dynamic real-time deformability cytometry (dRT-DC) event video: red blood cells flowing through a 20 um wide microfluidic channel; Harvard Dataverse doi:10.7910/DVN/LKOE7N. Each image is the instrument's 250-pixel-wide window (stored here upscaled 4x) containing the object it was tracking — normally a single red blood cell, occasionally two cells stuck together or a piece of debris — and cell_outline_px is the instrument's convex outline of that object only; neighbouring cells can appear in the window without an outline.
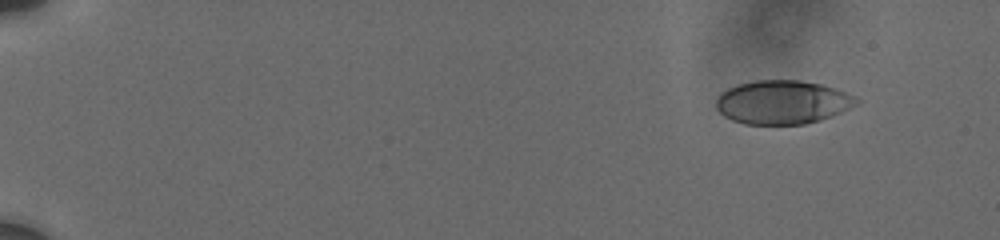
{"species": "human", "species_latin": "Homo sapiens", "temperature_condition": "cold", "stored_images_in_passage": 21, "camera_frame_rate_fps": 3000, "um_per_image_px": 0.085, "donor": {"sex": "male"}, "frame": {"image": 1, "passage_image": 1, "time_ms": 0.0, "image_size_px": [1000, 240], "cell_outline_px": [[860, 104], [832, 116], [820, 120], [804, 124], [744, 124], [732, 120], [724, 116], [716, 108], [716, 100], [720, 92], [736, 84], [756, 80], [800, 80], [820, 84], [836, 88], [856, 96], [860, 100]], "centroid_in_image_um": [66.53, 8.68], "position_along_channel_um": 18.5, "area_um2": 36.07}}
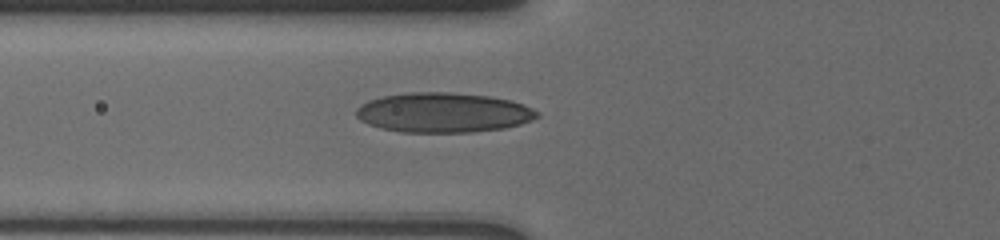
{"frame": {"image": 2, "passage_image": 15, "time_ms": 6.0, "image_size_px": [1000, 240], "cell_outline_px": [[540, 116], [532, 120], [520, 124], [504, 128], [472, 132], [400, 132], [380, 128], [368, 124], [360, 120], [356, 116], [356, 108], [360, 104], [368, 100], [380, 96], [408, 92], [448, 92], [488, 96], [512, 100], [524, 104], [540, 112]], "centroid_in_image_um": [37.67, 9.56], "position_along_channel_um": 88.1, "area_um2": 42.31}}
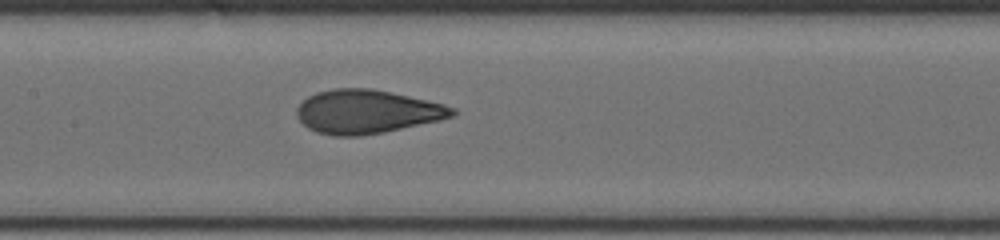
{"frame": {"image": 3, "passage_image": 21, "time_ms": 8.333, "image_size_px": [1000, 240], "cell_outline_px": [[456, 112], [452, 116], [440, 120], [384, 132], [360, 136], [332, 136], [316, 132], [308, 128], [296, 116], [296, 108], [308, 96], [316, 92], [332, 88], [372, 88], [392, 92], [444, 104], [456, 108]], "centroid_in_image_um": [31.16, 9.49], "position_along_channel_um": 176.2, "area_um2": 39.71}}